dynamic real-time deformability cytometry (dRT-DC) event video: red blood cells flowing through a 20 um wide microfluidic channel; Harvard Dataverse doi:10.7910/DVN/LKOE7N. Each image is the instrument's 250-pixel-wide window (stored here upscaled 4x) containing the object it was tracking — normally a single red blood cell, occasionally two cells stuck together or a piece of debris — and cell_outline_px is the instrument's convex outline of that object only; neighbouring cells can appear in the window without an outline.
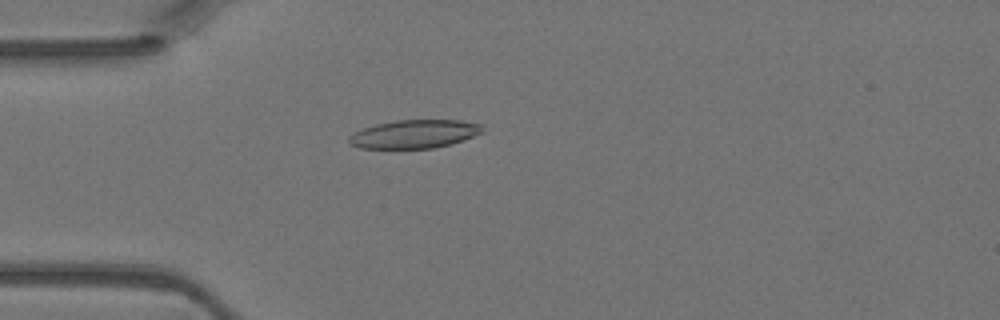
{"species": "Egyptian fruit bat (a non-hibernating species)", "species_latin": "Rousettus aegyptiacus", "temperature_condition": "warm", "stored_images_in_passage": 40, "camera_frame_rate_fps": 3000, "um_per_image_px": 0.085, "animal": {"sex": "female"}, "frame": {"image": 1, "passage_image": 7, "time_ms": 2.0, "image_size_px": [1000, 320], "cell_outline_px": [[484, 132], [464, 140], [452, 144], [432, 148], [360, 148], [348, 144], [348, 136], [364, 128], [376, 124], [396, 120], [460, 120], [480, 124], [484, 128]], "centroid_in_image_um": [35.24, 11.39], "position_along_channel_um": 49.8, "area_um2": 22.14}}
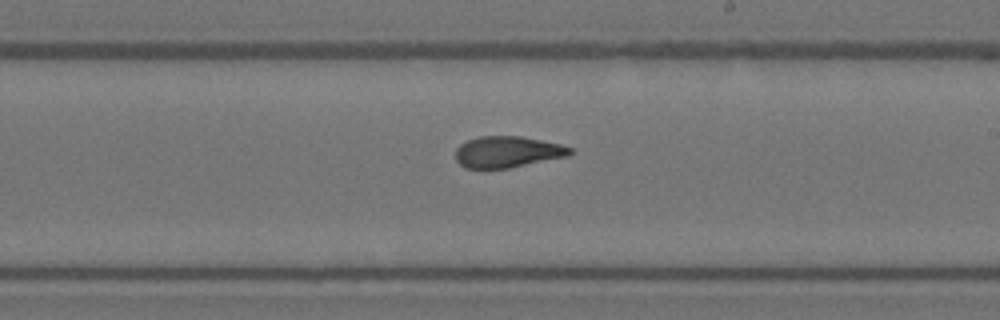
{"frame": {"image": 2, "passage_image": 21, "time_ms": 6.667, "image_size_px": [1000, 320], "cell_outline_px": [[572, 152], [568, 156], [508, 168], [464, 168], [456, 160], [456, 148], [460, 144], [468, 140], [480, 136], [520, 136], [560, 144], [572, 148]], "centroid_in_image_um": [43.11, 12.91], "position_along_channel_um": 245.9, "area_um2": 20.75}}
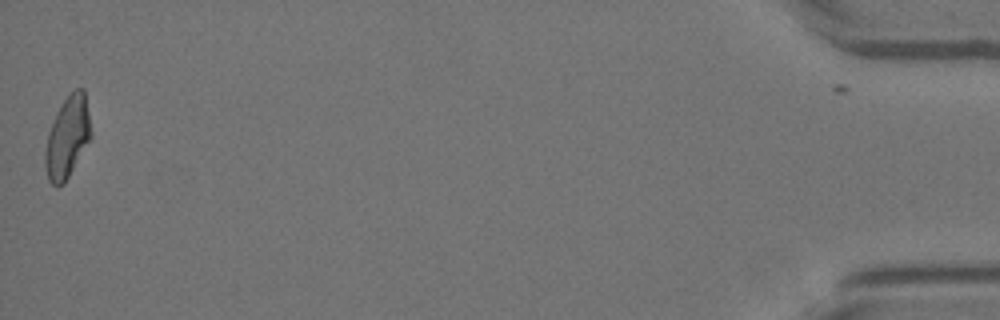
{"frame": {"image": 3, "passage_image": 40, "time_ms": 13.0, "image_size_px": [1000, 320], "cell_outline_px": [[92, 136], [64, 184], [56, 188], [48, 180], [44, 164], [44, 152], [48, 132], [56, 112], [64, 100], [76, 88], [84, 88], [92, 132]], "centroid_in_image_um": [5.72, 11.69], "position_along_channel_um": 429.5, "area_um2": 21.85}}